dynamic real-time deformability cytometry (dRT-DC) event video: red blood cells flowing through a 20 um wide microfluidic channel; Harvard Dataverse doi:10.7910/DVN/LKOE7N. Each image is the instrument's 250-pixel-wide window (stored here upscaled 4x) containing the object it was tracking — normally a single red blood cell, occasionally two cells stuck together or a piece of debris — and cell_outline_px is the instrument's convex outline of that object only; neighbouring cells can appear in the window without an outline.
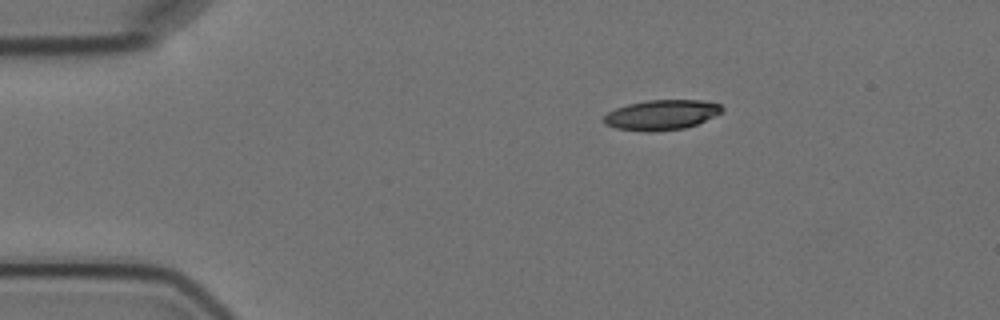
{"species": "Egyptian fruit bat (a non-hibernating species)", "species_latin": "Rousettus aegyptiacus", "temperature_condition": "cold", "stored_images_in_passage": 3, "camera_frame_rate_fps": 3000, "um_per_image_px": 0.085, "animal": {"sex": "female"}, "frame": {"image": 1, "passage_image": 1, "time_ms": 0.0, "image_size_px": [1000, 320], "cell_outline_px": [[724, 108], [720, 112], [696, 124], [684, 128], [652, 132], [644, 132], [616, 128], [604, 124], [604, 116], [608, 112], [616, 108], [628, 104], [648, 100], [700, 100], [720, 104]], "centroid_in_image_um": [56.18, 9.77], "position_along_channel_um": 28.8, "area_um2": 20.52}}
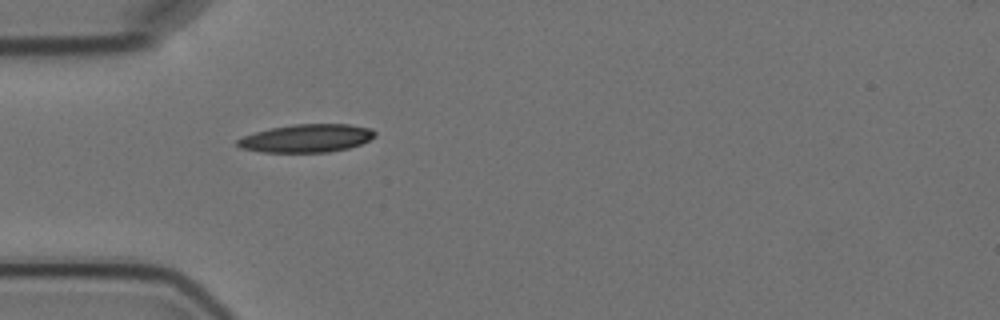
{"frame": {"image": 2, "passage_image": 3, "time_ms": 2.333, "image_size_px": [1000, 320], "cell_outline_px": [[376, 136], [360, 144], [348, 148], [328, 152], [260, 152], [240, 148], [236, 144], [236, 140], [244, 136], [256, 132], [272, 128], [296, 124], [348, 124], [372, 128], [376, 132]], "centroid_in_image_um": [26.07, 11.75], "position_along_channel_um": 58.9, "area_um2": 22.43}}